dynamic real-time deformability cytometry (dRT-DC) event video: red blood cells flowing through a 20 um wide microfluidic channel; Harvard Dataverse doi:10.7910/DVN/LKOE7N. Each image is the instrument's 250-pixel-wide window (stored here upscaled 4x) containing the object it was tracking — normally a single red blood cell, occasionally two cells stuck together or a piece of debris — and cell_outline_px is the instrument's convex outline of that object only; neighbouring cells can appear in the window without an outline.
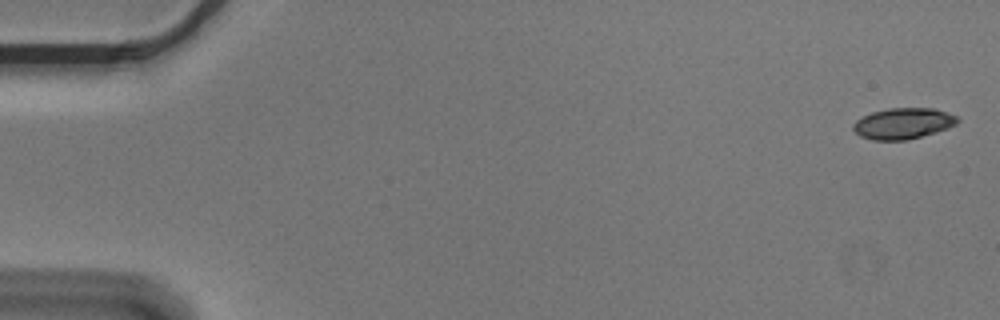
{"species": "Egyptian fruit bat (a non-hibernating species)", "species_latin": "Rousettus aegyptiacus", "temperature_condition": "cold", "stored_images_in_passage": 6, "camera_frame_rate_fps": 3000, "um_per_image_px": 0.085, "animal": {"sex": "male"}, "frame": {"image": 1, "passage_image": 1, "time_ms": 0.0, "image_size_px": [1000, 320], "cell_outline_px": [[960, 120], [956, 124], [948, 128], [936, 132], [904, 140], [872, 140], [860, 136], [852, 128], [852, 124], [856, 120], [872, 112], [888, 108], [932, 108], [948, 112], [956, 116]], "centroid_in_image_um": [76.76, 10.49], "position_along_channel_um": 8.2, "area_um2": 18.79}}
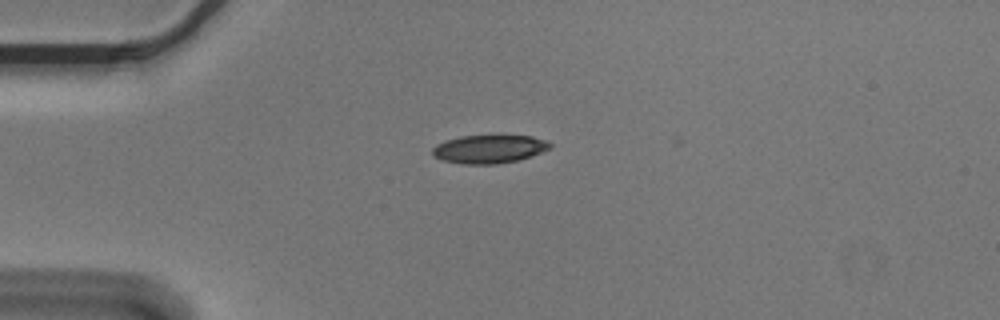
{"frame": {"image": 2, "passage_image": 4, "time_ms": 1.0, "image_size_px": [1000, 320], "cell_outline_px": [[552, 148], [532, 156], [520, 160], [496, 164], [464, 164], [444, 160], [432, 156], [432, 148], [436, 144], [444, 140], [460, 136], [532, 136], [544, 140], [552, 144]], "centroid_in_image_um": [41.57, 12.67], "position_along_channel_um": 43.4, "area_um2": 19.48}}